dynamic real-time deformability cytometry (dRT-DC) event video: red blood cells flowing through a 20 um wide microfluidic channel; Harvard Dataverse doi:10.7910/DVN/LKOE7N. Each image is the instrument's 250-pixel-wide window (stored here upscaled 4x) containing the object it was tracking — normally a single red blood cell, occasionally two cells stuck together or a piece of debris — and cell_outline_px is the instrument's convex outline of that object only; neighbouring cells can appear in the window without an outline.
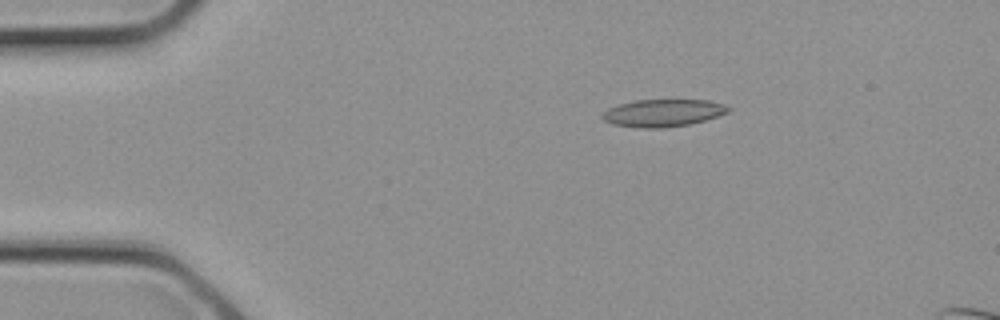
{"species": "common noctule bat (a hibernating species)", "species_latin": "Nyctalus noctula", "temperature_condition": "cold", "stored_images_in_passage": 2, "camera_frame_rate_fps": 3000, "um_per_image_px": 0.085, "animal": {"sex": "female", "body_mass_g": 21.9}, "frame": {"image": 1, "passage_image": 1, "time_ms": 0.0, "image_size_px": [1000, 320], "cell_outline_px": [[732, 108], [728, 112], [704, 120], [688, 124], [660, 128], [640, 128], [612, 124], [604, 120], [600, 116], [608, 108], [620, 104], [636, 100], [708, 100], [724, 104]], "centroid_in_image_um": [56.34, 9.6], "position_along_channel_um": 28.7, "area_um2": 19.94}}